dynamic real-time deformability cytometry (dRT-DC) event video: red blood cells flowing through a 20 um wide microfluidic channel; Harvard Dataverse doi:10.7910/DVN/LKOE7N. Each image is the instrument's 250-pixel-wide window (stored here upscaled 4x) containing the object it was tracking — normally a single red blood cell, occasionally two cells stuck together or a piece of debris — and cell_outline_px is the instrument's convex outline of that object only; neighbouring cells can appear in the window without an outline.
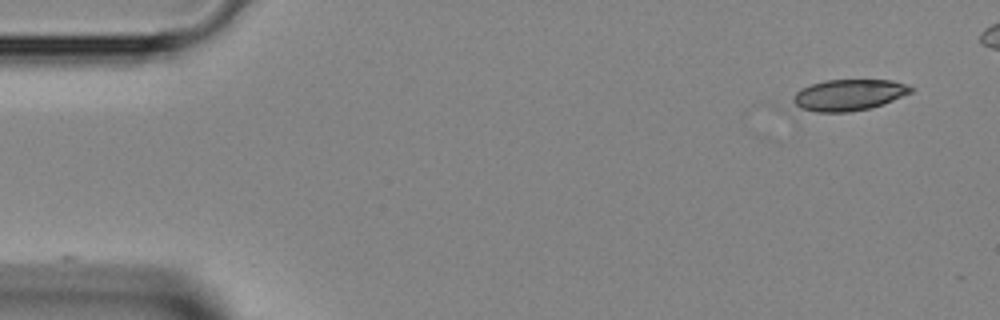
{"species": "Egyptian fruit bat (a non-hibernating species)", "species_latin": "Rousettus aegyptiacus", "temperature_condition": "room temperature", "stored_images_in_passage": 21, "camera_frame_rate_fps": 3000, "um_per_image_px": 0.085, "animal": {"sex": "female"}, "frame": {"image": 1, "passage_image": 1, "time_ms": 0.0, "image_size_px": [1000, 320], "cell_outline_px": [[916, 88], [912, 92], [872, 108], [848, 112], [816, 112], [776, 108], [800, 88], [824, 80], [892, 80], [908, 84]], "centroid_in_image_um": [71.86, 8.11], "position_along_channel_um": 13.1, "area_um2": 22.95}}
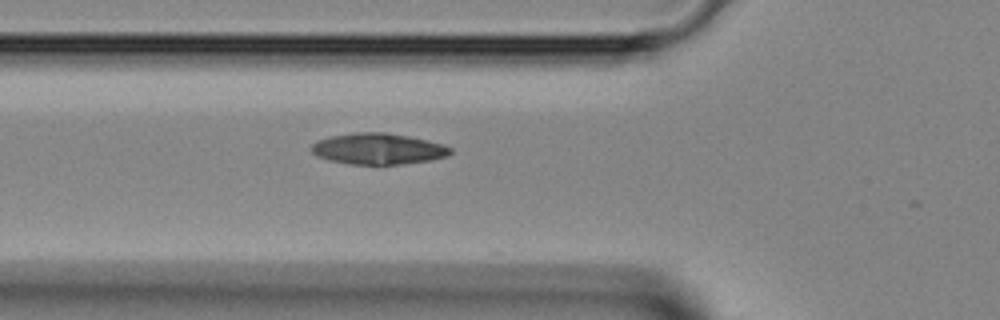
{"frame": {"image": 2, "passage_image": 14, "time_ms": 4.333, "image_size_px": [1000, 320], "cell_outline_px": [[452, 152], [448, 156], [432, 160], [400, 164], [348, 164], [328, 160], [316, 156], [312, 152], [312, 144], [316, 140], [328, 136], [356, 132], [384, 132], [408, 136], [428, 140], [444, 144], [452, 148]], "centroid_in_image_um": [32.14, 12.64], "position_along_channel_um": 93.7, "area_um2": 25.43}}
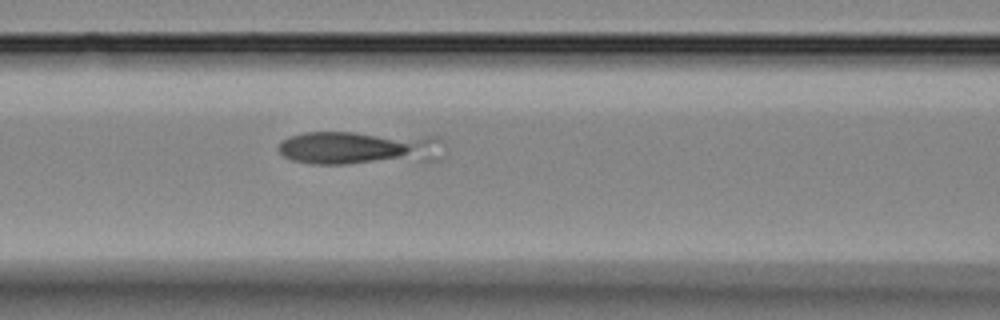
{"frame": {"image": 3, "passage_image": 17, "time_ms": 5.333, "image_size_px": [1000, 320], "cell_outline_px": [[444, 144], [436, 160], [344, 164], [312, 164], [292, 160], [284, 156], [276, 148], [280, 140], [288, 136], [304, 132], [356, 132], [440, 136], [444, 140]], "centroid_in_image_um": [30.54, 12.55], "position_along_channel_um": 136.1, "area_um2": 33.18}}